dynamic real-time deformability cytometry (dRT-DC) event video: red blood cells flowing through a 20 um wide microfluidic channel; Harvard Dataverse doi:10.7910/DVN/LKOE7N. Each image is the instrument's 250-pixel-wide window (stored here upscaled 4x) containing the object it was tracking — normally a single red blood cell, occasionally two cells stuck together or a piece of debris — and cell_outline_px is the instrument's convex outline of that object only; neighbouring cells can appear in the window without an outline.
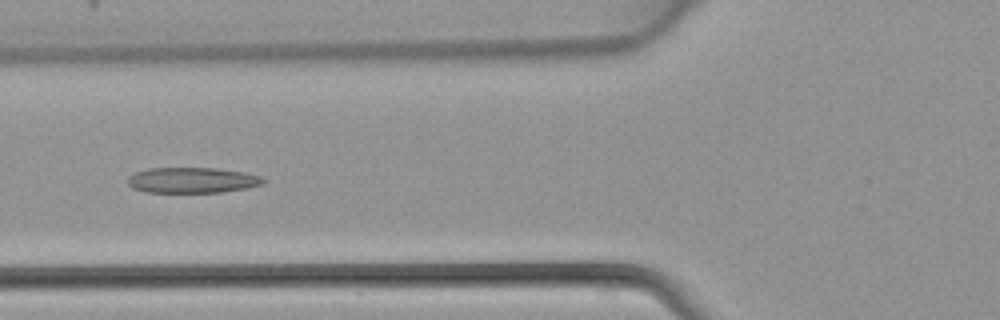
{"species": "common noctule bat (a hibernating species)", "species_latin": "Nyctalus noctula", "temperature_condition": "warm", "stored_images_in_passage": 42, "camera_frame_rate_fps": 3000, "um_per_image_px": 0.085, "animal": {"sex": "female", "body_mass_g": 22.7, "forearm_length_mm": 54.2}, "frame": {"image": 1, "passage_image": 15, "time_ms": 4.667, "image_size_px": [1000, 320], "cell_outline_px": [[264, 180], [260, 184], [248, 188], [220, 192], [144, 192], [132, 188], [128, 184], [128, 176], [136, 172], [148, 168], [216, 168], [244, 172], [260, 176]], "centroid_in_image_um": [16.29, 15.31], "position_along_channel_um": 109.5, "area_um2": 20.11}}
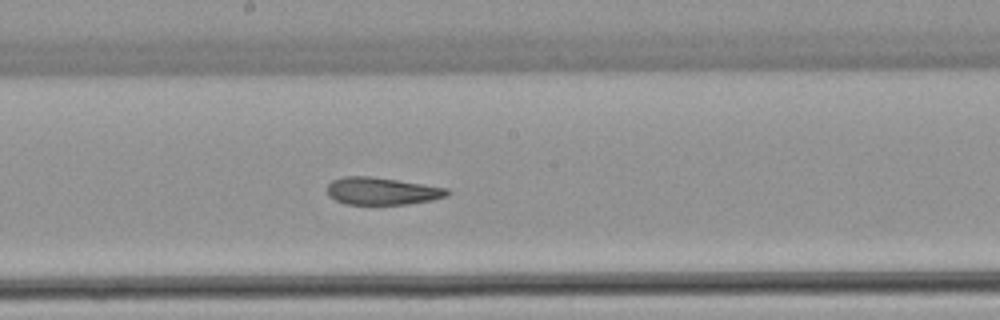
{"frame": {"image": 2, "passage_image": 22, "time_ms": 7.0, "image_size_px": [1000, 320], "cell_outline_px": [[452, 192], [448, 196], [432, 200], [408, 204], [344, 204], [328, 196], [328, 184], [332, 180], [344, 176], [372, 176], [424, 184], [448, 188]], "centroid_in_image_um": [32.49, 16.24], "position_along_channel_um": 215.7, "area_um2": 19.31}}
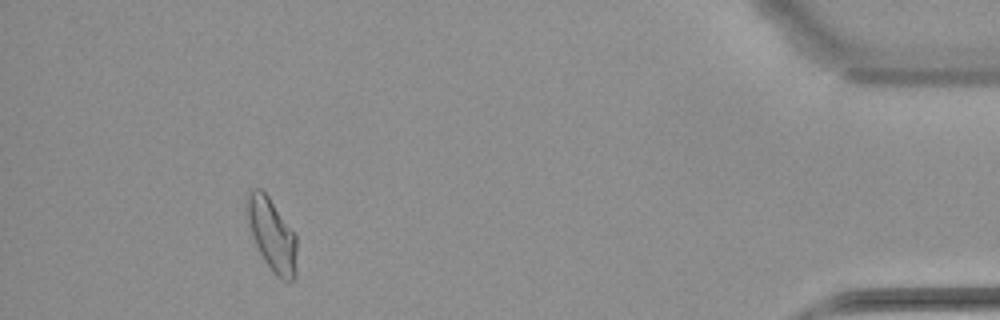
{"frame": {"image": 3, "passage_image": 39, "time_ms": 12.667, "image_size_px": [1000, 320], "cell_outline_px": [[296, 276], [288, 284], [280, 280], [276, 276], [264, 260], [252, 236], [248, 216], [248, 192], [252, 188], [260, 188], [268, 196], [296, 236]], "centroid_in_image_um": [23.15, 20.02], "position_along_channel_um": 412.1, "area_um2": 20.63}}